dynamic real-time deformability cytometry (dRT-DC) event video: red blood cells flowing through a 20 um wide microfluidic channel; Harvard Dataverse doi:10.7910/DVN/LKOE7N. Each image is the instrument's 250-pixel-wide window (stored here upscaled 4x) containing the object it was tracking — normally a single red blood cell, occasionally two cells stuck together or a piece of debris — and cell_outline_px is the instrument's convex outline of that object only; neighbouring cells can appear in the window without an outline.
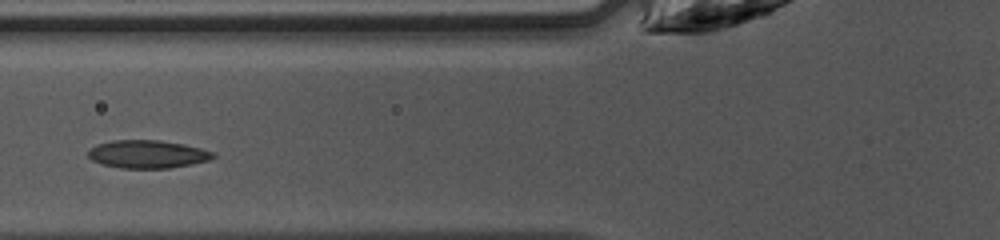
{"species": "common noctule bat (a hibernating species)", "species_latin": "Nyctalus noctula", "temperature_condition": "warm", "stored_images_in_passage": 11, "camera_frame_rate_fps": 3000, "um_per_image_px": 0.085, "animal": {"sex": "female", "body_mass_g": 10.0, "forearm_length_mm": 53.1}, "frame": {"image": 1, "passage_image": 4, "time_ms": 1.0, "image_size_px": [1000, 240], "cell_outline_px": [[216, 156], [208, 160], [192, 164], [168, 168], [120, 168], [104, 164], [92, 160], [88, 156], [88, 152], [96, 144], [112, 140], [160, 140], [184, 144], [216, 152]], "centroid_in_image_um": [12.56, 13.1], "position_along_channel_um": 113.2, "area_um2": 20.35}}